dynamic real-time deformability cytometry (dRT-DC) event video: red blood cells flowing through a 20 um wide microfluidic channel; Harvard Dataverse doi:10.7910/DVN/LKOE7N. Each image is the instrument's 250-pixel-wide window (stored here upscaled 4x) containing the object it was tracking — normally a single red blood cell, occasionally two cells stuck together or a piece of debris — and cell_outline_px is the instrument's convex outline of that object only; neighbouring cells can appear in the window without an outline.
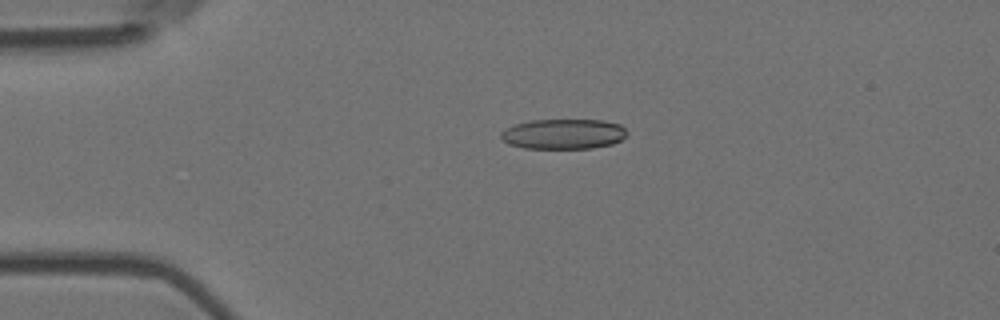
{"species": "Egyptian fruit bat (a non-hibernating species)", "species_latin": "Rousettus aegyptiacus", "temperature_condition": "room temperature", "stored_images_in_passage": 5, "camera_frame_rate_fps": 3000, "um_per_image_px": 0.085, "animal": {"sex": "female"}, "frame": {"image": 1, "passage_image": 4, "time_ms": 1.0, "image_size_px": [1000, 320], "cell_outline_px": [[628, 132], [620, 140], [612, 144], [592, 148], [524, 148], [508, 144], [500, 136], [500, 132], [504, 128], [516, 124], [532, 120], [604, 120], [620, 124]], "centroid_in_image_um": [47.88, 11.38], "position_along_channel_um": 37.1, "area_um2": 22.14}}